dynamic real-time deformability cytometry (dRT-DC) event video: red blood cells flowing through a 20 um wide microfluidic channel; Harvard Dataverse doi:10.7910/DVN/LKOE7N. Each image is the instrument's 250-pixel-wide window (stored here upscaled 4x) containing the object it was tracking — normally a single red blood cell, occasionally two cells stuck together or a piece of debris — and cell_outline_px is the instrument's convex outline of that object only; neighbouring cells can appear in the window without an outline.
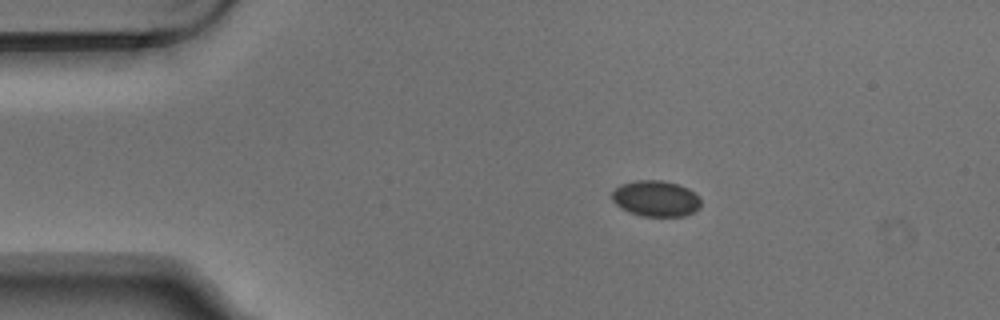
{"species": "Egyptian fruit bat (a non-hibernating species)", "species_latin": "Rousettus aegyptiacus", "temperature_condition": "warm", "stored_images_in_passage": 5, "camera_frame_rate_fps": 3000, "um_per_image_px": 0.085, "animal": {"sex": "male"}, "frame": {"image": 1, "passage_image": 1, "time_ms": 0.0, "image_size_px": [1000, 320], "cell_outline_px": [[700, 208], [684, 216], [644, 216], [628, 212], [620, 208], [612, 200], [612, 192], [620, 184], [636, 180], [664, 180], [688, 188], [700, 196]], "centroid_in_image_um": [55.74, 16.87], "position_along_channel_um": 29.3, "area_um2": 18.73}}
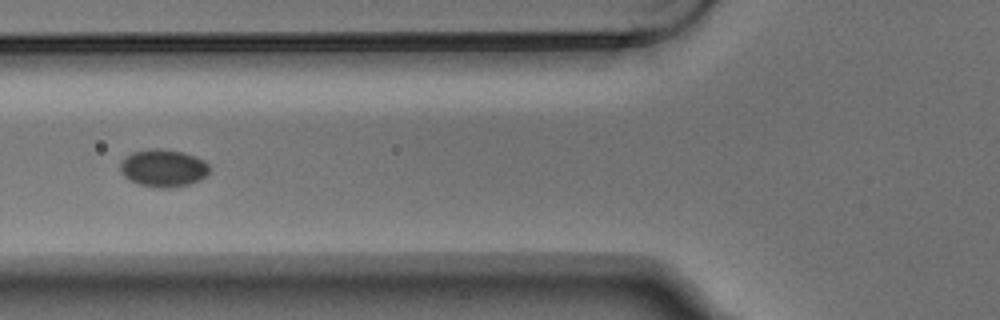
{"frame": {"image": 2, "passage_image": 4, "time_ms": 1.0, "image_size_px": [1000, 320], "cell_outline_px": [[208, 172], [200, 180], [188, 184], [172, 188], [156, 188], [140, 184], [124, 176], [120, 172], [120, 160], [132, 152], [156, 148], [160, 148], [184, 152], [196, 156], [204, 160], [208, 164]], "centroid_in_image_um": [13.87, 14.28], "position_along_channel_um": 111.9, "area_um2": 19.54}}
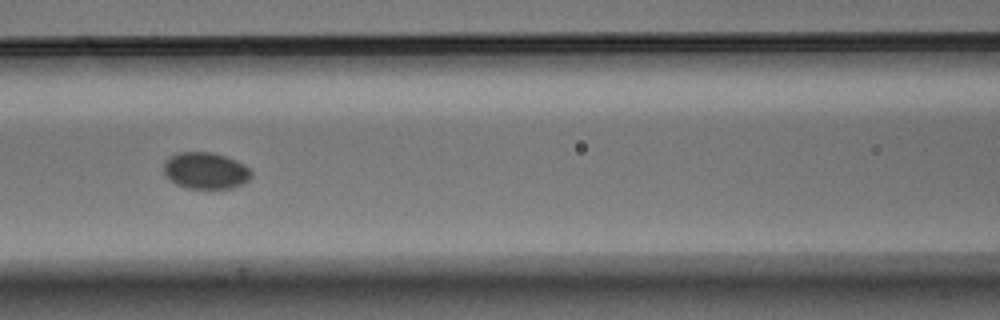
{"frame": {"image": 3, "passage_image": 5, "time_ms": 1.333, "image_size_px": [1000, 320], "cell_outline_px": [[252, 176], [244, 184], [232, 188], [188, 188], [176, 184], [164, 172], [164, 160], [168, 156], [176, 152], [212, 152], [236, 160], [244, 164], [252, 172]], "centroid_in_image_um": [17.48, 14.49], "position_along_channel_um": 149.1, "area_um2": 18.73}}